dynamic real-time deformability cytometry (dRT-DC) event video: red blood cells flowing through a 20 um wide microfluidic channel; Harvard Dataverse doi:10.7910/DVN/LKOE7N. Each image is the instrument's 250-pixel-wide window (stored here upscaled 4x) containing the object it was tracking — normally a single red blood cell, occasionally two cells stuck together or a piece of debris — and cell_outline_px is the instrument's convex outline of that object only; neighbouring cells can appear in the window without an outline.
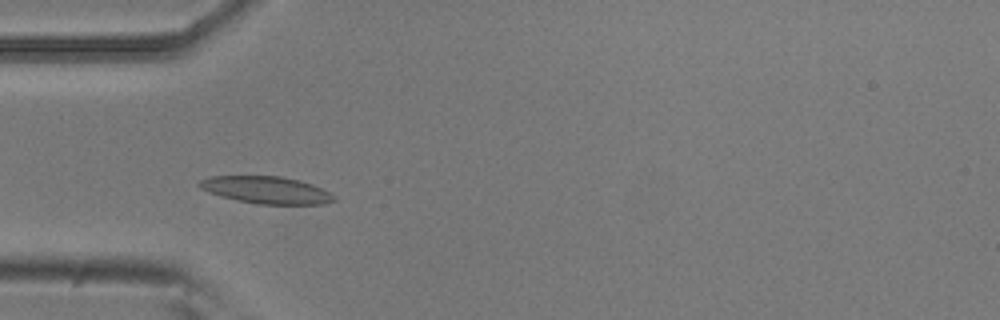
{"species": "common noctule bat (a hibernating species)", "species_latin": "Nyctalus noctula", "temperature_condition": "room temperature", "stored_images_in_passage": 20, "camera_frame_rate_fps": 3000, "um_per_image_px": 0.085, "animal": {"sex": "male", "body_mass_g": 20.5, "forearm_length_mm": 52.5}, "frame": {"image": 1, "passage_image": 14, "time_ms": 4.333, "image_size_px": [1000, 320], "cell_outline_px": [[336, 200], [324, 204], [256, 204], [220, 196], [200, 188], [196, 184], [200, 180], [212, 176], [280, 176], [300, 180], [312, 184], [336, 196]], "centroid_in_image_um": [22.64, 16.15], "position_along_channel_um": 62.4, "area_um2": 21.27}}
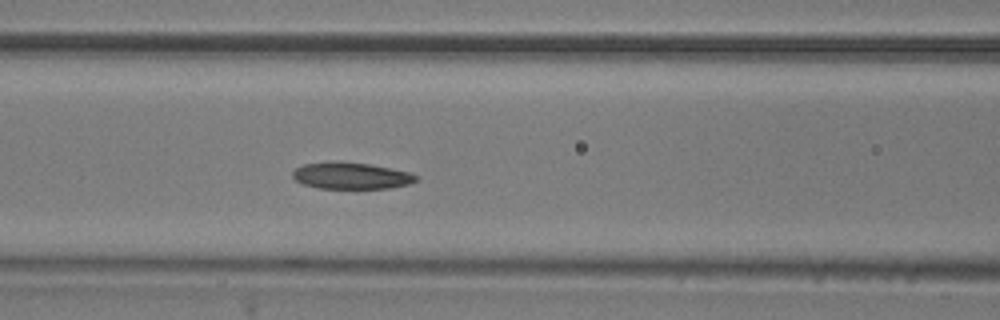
{"frame": {"image": 2, "passage_image": 20, "time_ms": 6.333, "image_size_px": [1000, 320], "cell_outline_px": [[420, 176], [416, 180], [408, 184], [388, 188], [320, 188], [304, 184], [296, 180], [292, 176], [292, 172], [296, 168], [304, 164], [332, 160], [336, 160], [368, 164], [408, 172]], "centroid_in_image_um": [29.81, 14.92], "position_along_channel_um": 136.8, "area_um2": 19.07}}